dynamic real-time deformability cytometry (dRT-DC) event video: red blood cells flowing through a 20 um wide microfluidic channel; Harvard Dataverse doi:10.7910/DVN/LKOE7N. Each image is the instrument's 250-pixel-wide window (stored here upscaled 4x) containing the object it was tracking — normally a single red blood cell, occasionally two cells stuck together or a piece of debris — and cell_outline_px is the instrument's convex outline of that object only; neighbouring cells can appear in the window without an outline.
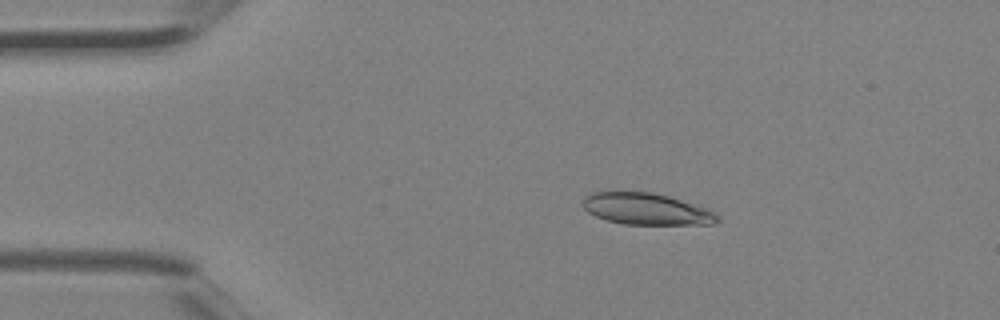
{"species": "Egyptian fruit bat (a non-hibernating species)", "species_latin": "Rousettus aegyptiacus", "temperature_condition": "room temperature", "stored_images_in_passage": 3, "camera_frame_rate_fps": 3000, "um_per_image_px": 0.085, "animal": {"sex": "female"}, "frame": {"image": 1, "passage_image": 2, "time_ms": 0.333, "image_size_px": [1000, 320], "cell_outline_px": [[720, 220], [712, 224], [624, 224], [608, 220], [596, 216], [588, 212], [584, 208], [580, 200], [584, 196], [592, 192], [652, 192], [668, 196], [708, 208], [716, 212], [720, 216]], "centroid_in_image_um": [54.95, 17.76], "position_along_channel_um": 30.1, "area_um2": 24.85}}